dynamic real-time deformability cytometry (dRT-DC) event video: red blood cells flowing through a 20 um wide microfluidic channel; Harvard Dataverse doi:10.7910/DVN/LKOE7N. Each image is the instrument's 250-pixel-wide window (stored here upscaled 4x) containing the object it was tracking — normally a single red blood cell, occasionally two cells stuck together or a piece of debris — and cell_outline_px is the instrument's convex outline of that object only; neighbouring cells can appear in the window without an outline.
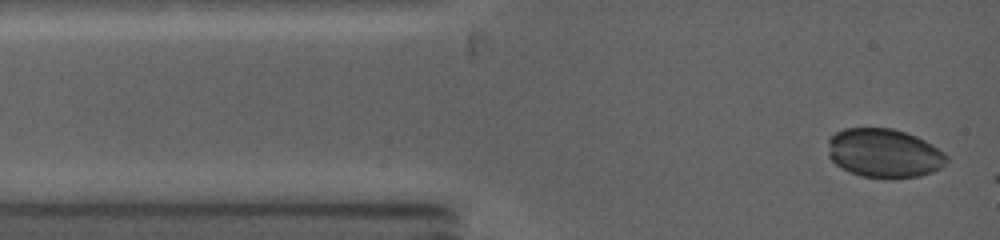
{"species": "common noctule bat (a hibernating species)", "species_latin": "Nyctalus noctula", "temperature_condition": "warm", "stored_images_in_passage": 27, "camera_frame_rate_fps": 5000, "um_per_image_px": 0.085, "animal": {"sex": "female", "body_mass_g": 19.0, "forearm_length_mm": 53.3}, "frame": {"image": 1, "passage_image": 1, "time_ms": 0.0, "image_size_px": [1000, 240], "cell_outline_px": [[948, 160], [940, 168], [932, 172], [920, 176], [892, 180], [860, 176], [840, 168], [828, 156], [828, 140], [836, 132], [844, 128], [892, 128], [916, 136], [932, 144], [944, 152], [948, 156]], "centroid_in_image_um": [75.15, 13.04], "position_along_channel_um": 9.9, "area_um2": 34.33}}